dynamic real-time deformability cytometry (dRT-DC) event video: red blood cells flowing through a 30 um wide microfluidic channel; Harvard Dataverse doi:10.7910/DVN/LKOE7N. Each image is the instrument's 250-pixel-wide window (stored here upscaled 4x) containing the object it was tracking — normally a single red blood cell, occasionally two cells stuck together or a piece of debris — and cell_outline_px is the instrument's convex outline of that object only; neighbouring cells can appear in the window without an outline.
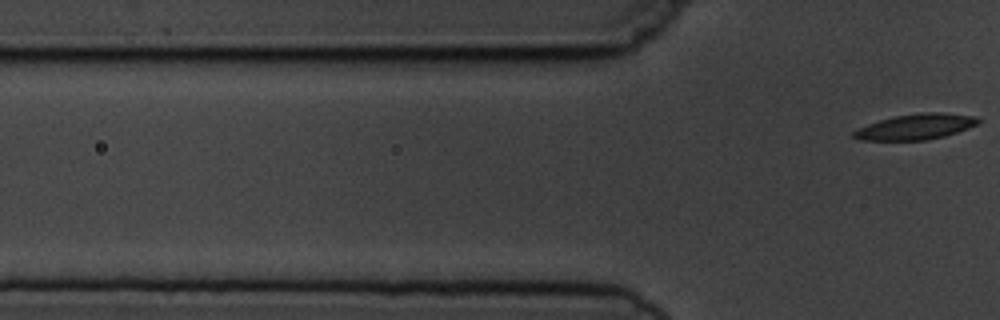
{"species": "common noctule bat (a hibernating species)", "species_latin": "Nyctalus noctula", "temperature_condition": "cold", "stored_images_in_passage": 5, "camera_frame_rate_fps": 3000, "um_per_image_px": 0.085, "animal": {"sex": "male", "body_mass_g": 19.5, "forearm_length_mm": 54.6}, "frame": {"image": 1, "passage_image": 5, "time_ms": 5.333, "image_size_px": [1000, 320], "cell_outline_px": [[980, 120], [976, 124], [968, 128], [944, 136], [928, 140], [860, 140], [852, 136], [852, 132], [868, 124], [880, 120], [896, 116], [920, 112], [944, 112], [976, 116]], "centroid_in_image_um": [77.85, 10.77], "position_along_channel_um": 47.9, "area_um2": 18.44}}